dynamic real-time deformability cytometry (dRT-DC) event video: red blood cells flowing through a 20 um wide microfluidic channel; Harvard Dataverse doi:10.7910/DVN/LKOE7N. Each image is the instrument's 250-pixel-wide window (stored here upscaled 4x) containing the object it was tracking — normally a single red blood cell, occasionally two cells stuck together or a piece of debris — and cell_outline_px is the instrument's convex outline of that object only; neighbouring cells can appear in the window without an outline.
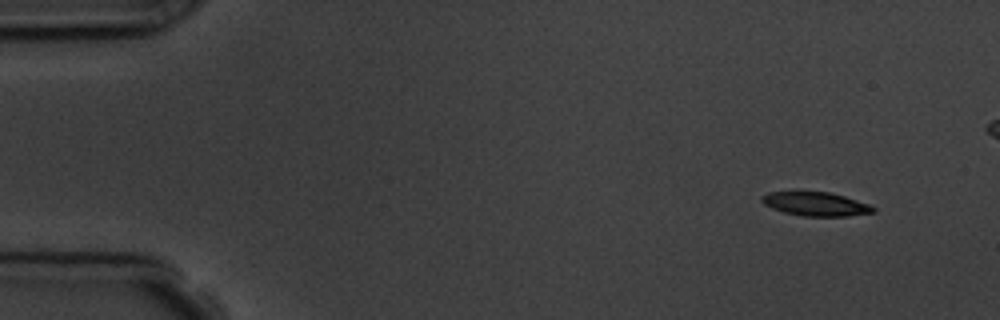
{"species": "common noctule bat (a hibernating species)", "species_latin": "Nyctalus noctula", "temperature_condition": "room temperature", "stored_images_in_passage": 5, "camera_frame_rate_fps": 3000, "um_per_image_px": 0.085, "animal": {"sex": "male", "body_mass_g": 19.5, "forearm_length_mm": 54.6}, "frame": {"image": 1, "passage_image": 1, "time_ms": 0.0, "image_size_px": [1000, 320], "cell_outline_px": [[876, 212], [848, 216], [800, 216], [784, 212], [772, 208], [764, 204], [760, 200], [760, 196], [768, 192], [800, 188], [828, 192], [844, 196], [868, 204], [876, 208]], "centroid_in_image_um": [69.25, 17.28], "position_along_channel_um": 15.8, "area_um2": 16.3}}